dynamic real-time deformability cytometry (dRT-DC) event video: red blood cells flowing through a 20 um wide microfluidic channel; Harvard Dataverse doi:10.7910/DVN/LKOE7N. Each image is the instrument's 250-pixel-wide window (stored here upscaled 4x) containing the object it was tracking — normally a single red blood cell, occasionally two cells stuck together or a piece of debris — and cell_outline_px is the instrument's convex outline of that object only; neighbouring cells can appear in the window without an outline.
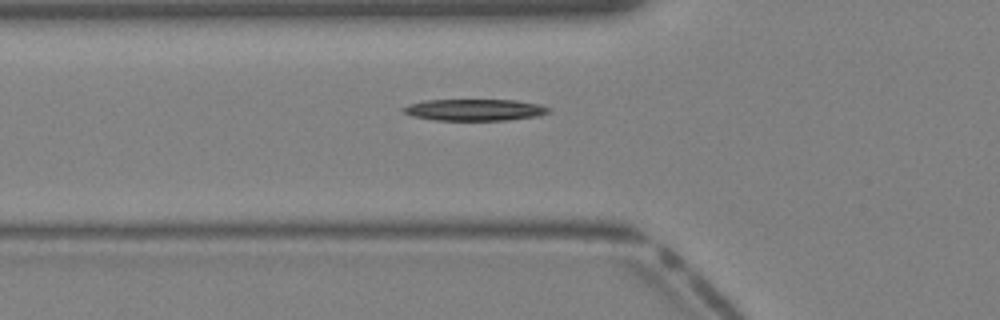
{"species": "Egyptian fruit bat (a non-hibernating species)", "species_latin": "Rousettus aegyptiacus", "temperature_condition": "warm", "stored_images_in_passage": 30, "camera_frame_rate_fps": 3000, "um_per_image_px": 0.085, "animal": {"sex": "female"}, "frame": {"image": 1, "passage_image": 5, "time_ms": 1.333, "image_size_px": [1000, 320], "cell_outline_px": [[548, 112], [536, 116], [508, 120], [432, 120], [412, 116], [400, 112], [400, 108], [408, 104], [424, 100], [516, 100], [540, 104], [548, 108]], "centroid_in_image_um": [40.24, 9.33], "position_along_channel_um": 85.6, "area_um2": 18.38}}
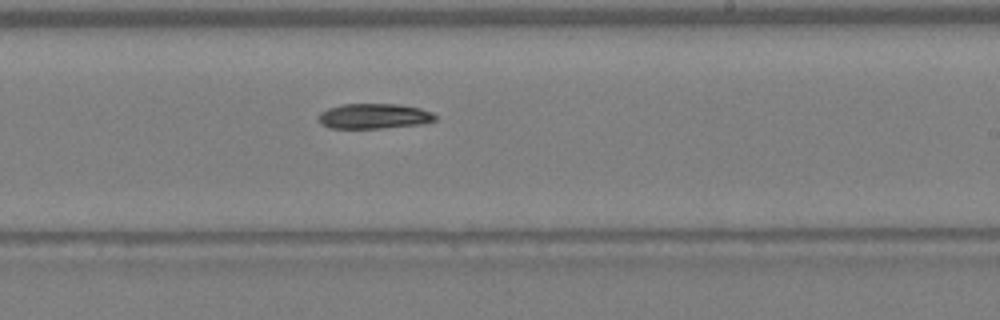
{"frame": {"image": 2, "passage_image": 15, "time_ms": 4.667, "image_size_px": [1000, 320], "cell_outline_px": [[436, 120], [424, 124], [380, 128], [328, 128], [320, 124], [316, 116], [320, 112], [328, 108], [340, 104], [396, 104], [420, 108], [432, 112], [436, 116]], "centroid_in_image_um": [31.75, 9.87], "position_along_channel_um": 257.3, "area_um2": 17.34}}
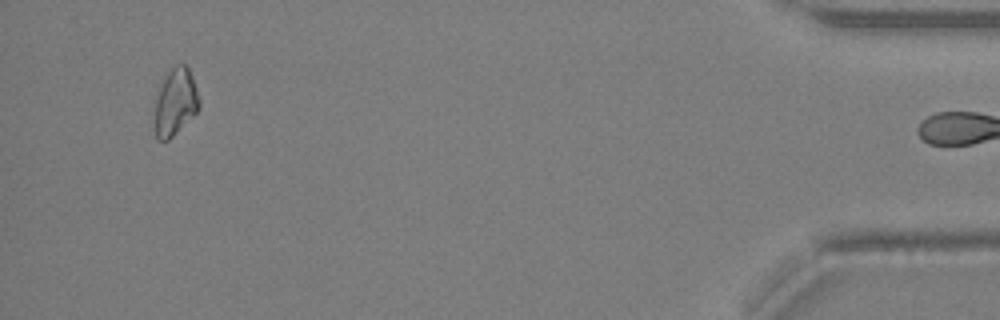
{"frame": {"image": 3, "passage_image": 29, "time_ms": 9.333, "image_size_px": [1000, 320], "cell_outline_px": [[200, 108], [168, 140], [160, 140], [156, 136], [156, 96], [160, 80], [176, 64], [184, 64], [188, 68], [192, 76], [200, 100]], "centroid_in_image_um": [14.91, 8.62], "position_along_channel_um": 420.3, "area_um2": 17.11}}